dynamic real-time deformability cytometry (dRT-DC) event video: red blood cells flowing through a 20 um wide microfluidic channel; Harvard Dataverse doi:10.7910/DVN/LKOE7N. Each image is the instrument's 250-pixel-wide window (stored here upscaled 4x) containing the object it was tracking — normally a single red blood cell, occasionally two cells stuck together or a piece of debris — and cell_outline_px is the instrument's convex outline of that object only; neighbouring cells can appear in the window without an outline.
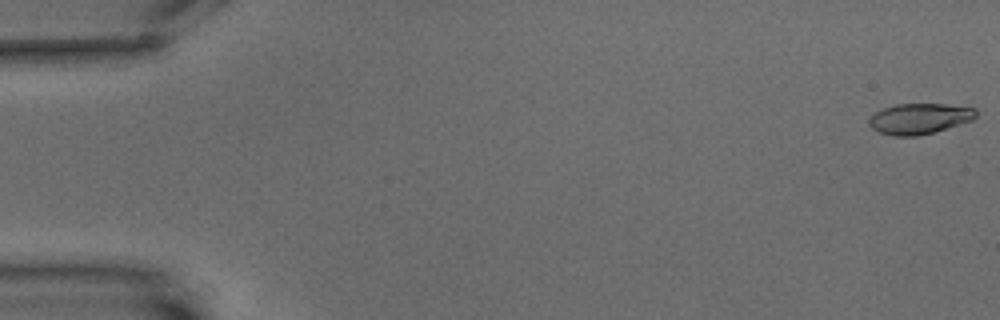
{"species": "common noctule bat (a hibernating species)", "species_latin": "Nyctalus noctula", "temperature_condition": "warm", "stored_images_in_passage": 3, "camera_frame_rate_fps": 3000, "um_per_image_px": 0.085, "animal": {"sex": "male", "body_mass_g": 15.6}, "frame": {"image": 1, "passage_image": 1, "time_ms": 0.0, "image_size_px": [1000, 320], "cell_outline_px": [[976, 116], [972, 120], [932, 132], [916, 136], [892, 136], [880, 132], [872, 128], [868, 124], [868, 120], [876, 112], [884, 108], [896, 104], [944, 104], [976, 108]], "centroid_in_image_um": [78.13, 10.08], "position_along_channel_um": 6.9, "area_um2": 18.84}}